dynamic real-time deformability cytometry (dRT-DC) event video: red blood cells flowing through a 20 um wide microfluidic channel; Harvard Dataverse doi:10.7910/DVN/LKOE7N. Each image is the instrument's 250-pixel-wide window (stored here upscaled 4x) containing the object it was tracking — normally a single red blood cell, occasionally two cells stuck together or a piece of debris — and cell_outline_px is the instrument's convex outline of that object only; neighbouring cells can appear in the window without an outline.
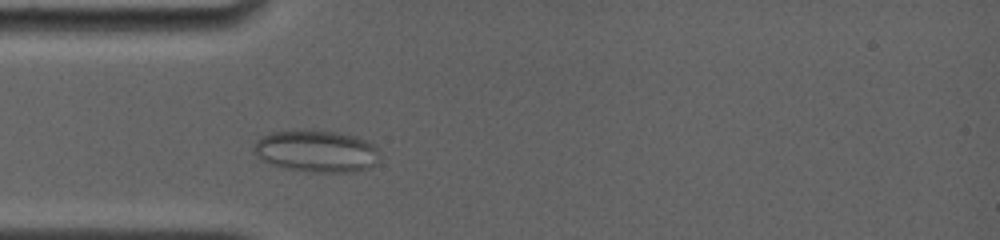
{"species": "common noctule bat (a hibernating species)", "species_latin": "Nyctalus noctula", "temperature_condition": "room temperature", "stored_images_in_passage": 8, "camera_frame_rate_fps": 4000, "um_per_image_px": 0.085, "animal": {"sex": "female", "body_mass_g": 19.0, "forearm_length_mm": 56.7}, "frame": {"image": 1, "passage_image": 3, "time_ms": 1.75, "image_size_px": [1000, 240], "cell_outline_px": [[380, 152], [372, 164], [368, 168], [352, 172], [312, 172], [284, 168], [272, 164], [264, 160], [256, 152], [256, 140], [272, 132], [300, 128], [312, 128], [336, 132], [356, 136], [372, 144]], "centroid_in_image_um": [26.9, 12.81], "position_along_channel_um": 58.1, "area_um2": 30.69}}
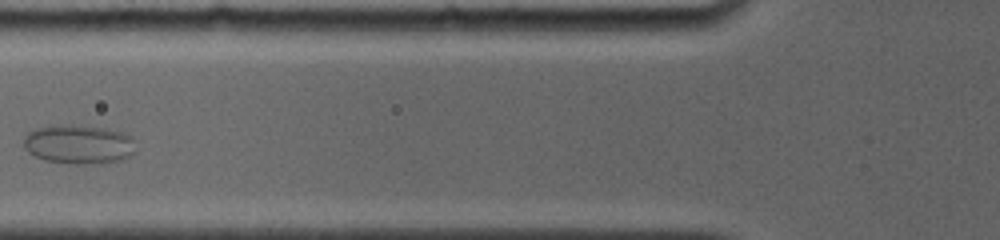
{"frame": {"image": 2, "passage_image": 5, "time_ms": 3.5, "image_size_px": [1000, 240], "cell_outline_px": [[132, 152], [128, 156], [120, 160], [100, 164], [84, 164], [44, 160], [28, 152], [24, 148], [24, 136], [28, 132], [36, 128], [52, 124], [76, 124], [104, 128], [124, 132], [132, 136]], "centroid_in_image_um": [6.64, 12.24], "position_along_channel_um": 119.2, "area_um2": 25.66}}
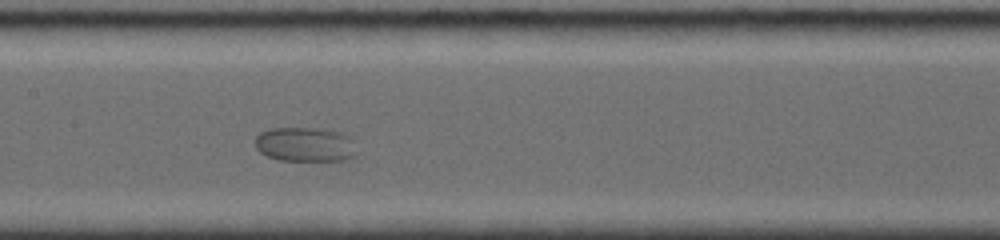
{"frame": {"image": 3, "passage_image": 7, "time_ms": 5.25, "image_size_px": [1000, 240], "cell_outline_px": [[356, 156], [344, 160], [280, 160], [268, 156], [260, 152], [256, 148], [256, 136], [260, 132], [268, 128], [320, 128], [340, 132], [348, 136], [352, 140]], "centroid_in_image_um": [25.92, 12.27], "position_along_channel_um": 181.5, "area_um2": 20.35}}